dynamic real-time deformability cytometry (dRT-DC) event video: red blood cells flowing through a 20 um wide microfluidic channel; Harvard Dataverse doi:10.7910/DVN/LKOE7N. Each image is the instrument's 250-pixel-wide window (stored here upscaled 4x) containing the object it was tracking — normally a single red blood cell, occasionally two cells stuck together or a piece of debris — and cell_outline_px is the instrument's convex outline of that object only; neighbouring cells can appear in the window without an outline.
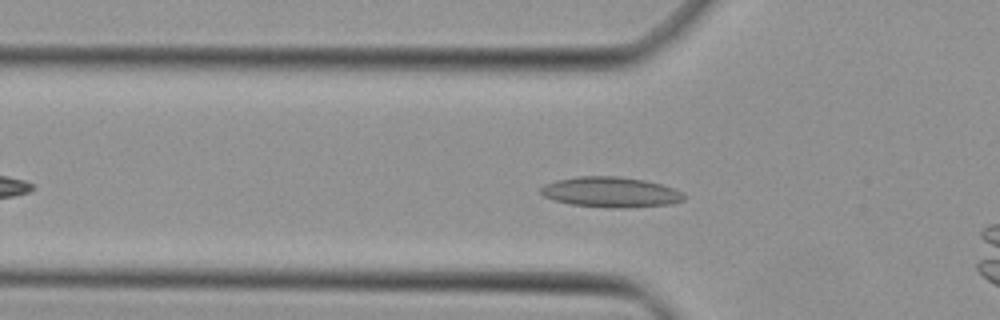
{"species": "Egyptian fruit bat (a non-hibernating species)", "species_latin": "Rousettus aegyptiacus", "temperature_condition": "cold", "stored_images_in_passage": 32, "camera_frame_rate_fps": 3000, "um_per_image_px": 0.085, "animal": {"sex": "female"}, "frame": {"image": 1, "passage_image": 8, "time_ms": 2.333, "image_size_px": [1000, 320], "cell_outline_px": [[684, 200], [672, 204], [628, 208], [612, 208], [572, 204], [552, 200], [544, 196], [540, 192], [540, 188], [544, 184], [556, 180], [580, 176], [620, 176], [644, 180], [660, 184], [684, 192]], "centroid_in_image_um": [51.91, 16.33], "position_along_channel_um": 73.9, "area_um2": 25.43}}
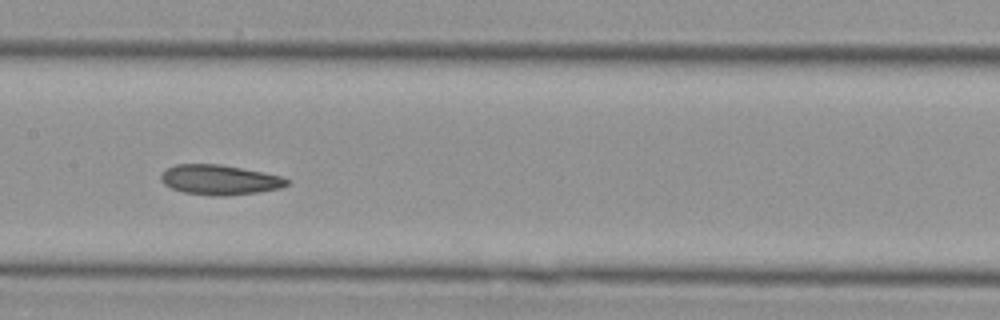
{"frame": {"image": 2, "passage_image": 16, "time_ms": 5.0, "image_size_px": [1000, 320], "cell_outline_px": [[292, 180], [288, 184], [280, 188], [256, 192], [224, 196], [216, 196], [184, 192], [172, 188], [164, 184], [160, 180], [160, 176], [168, 168], [176, 164], [220, 164], [264, 172], [280, 176]], "centroid_in_image_um": [18.68, 15.28], "position_along_channel_um": 188.7, "area_um2": 21.85}}
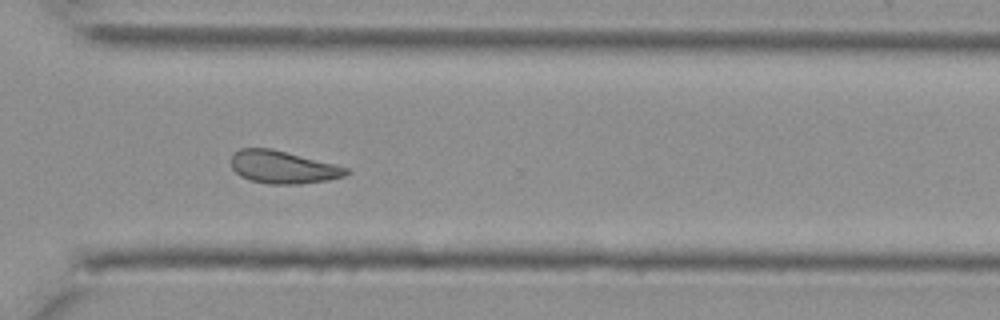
{"frame": {"image": 3, "passage_image": 27, "time_ms": 8.667, "image_size_px": [1000, 320], "cell_outline_px": [[352, 172], [344, 176], [328, 180], [300, 184], [268, 184], [248, 180], [240, 176], [232, 168], [232, 156], [240, 148], [272, 148], [336, 164], [348, 168]], "centroid_in_image_um": [24.07, 14.21], "position_along_channel_um": 346.5, "area_um2": 22.08}}